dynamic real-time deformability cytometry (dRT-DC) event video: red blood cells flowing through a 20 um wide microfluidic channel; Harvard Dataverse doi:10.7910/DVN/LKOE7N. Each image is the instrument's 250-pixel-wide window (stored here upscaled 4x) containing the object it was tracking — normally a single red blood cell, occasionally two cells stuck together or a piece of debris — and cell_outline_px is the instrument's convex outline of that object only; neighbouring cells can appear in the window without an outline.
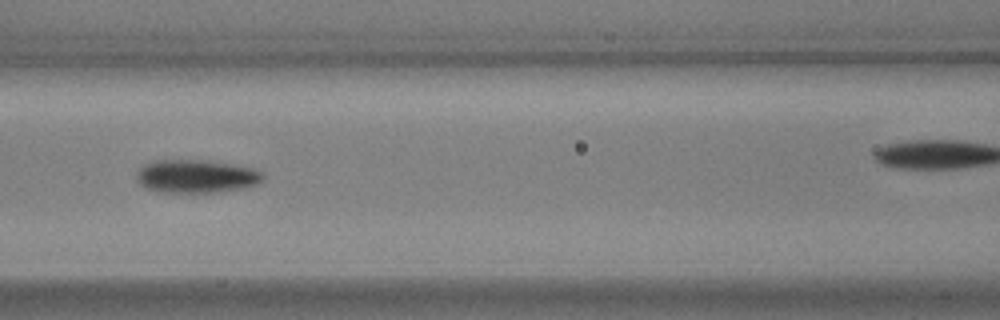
{"species": "common noctule bat (a hibernating species)", "species_latin": "Nyctalus noctula", "temperature_condition": "warm", "stored_images_in_passage": 10, "camera_frame_rate_fps": 3000, "um_per_image_px": 0.085, "animal": {"sex": "male", "body_mass_g": 17.9, "forearm_length_mm": 54.2}, "frame": {"image": 1, "passage_image": 6, "time_ms": 1.667, "image_size_px": [1000, 320], "cell_outline_px": [[264, 176], [256, 184], [240, 188], [216, 192], [156, 192], [144, 188], [136, 180], [136, 172], [144, 164], [156, 160], [208, 160], [232, 164], [252, 168], [260, 172]], "centroid_in_image_um": [16.6, 14.98], "position_along_channel_um": 150.0, "area_um2": 24.39}}
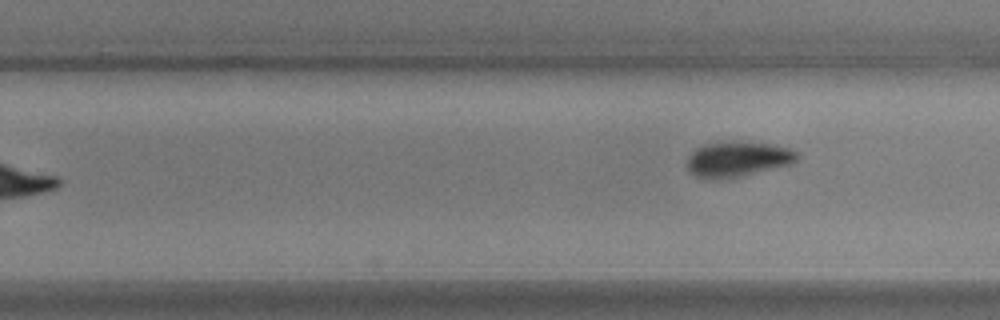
{"frame": {"image": 2, "passage_image": 10, "time_ms": 3.0, "image_size_px": [1000, 320], "cell_outline_px": [[800, 156], [792, 164], [740, 176], [716, 180], [696, 176], [688, 168], [688, 156], [696, 148], [704, 144], [776, 144], [792, 148], [800, 152]], "centroid_in_image_um": [62.77, 13.56], "position_along_channel_um": 267.0, "area_um2": 21.96}}